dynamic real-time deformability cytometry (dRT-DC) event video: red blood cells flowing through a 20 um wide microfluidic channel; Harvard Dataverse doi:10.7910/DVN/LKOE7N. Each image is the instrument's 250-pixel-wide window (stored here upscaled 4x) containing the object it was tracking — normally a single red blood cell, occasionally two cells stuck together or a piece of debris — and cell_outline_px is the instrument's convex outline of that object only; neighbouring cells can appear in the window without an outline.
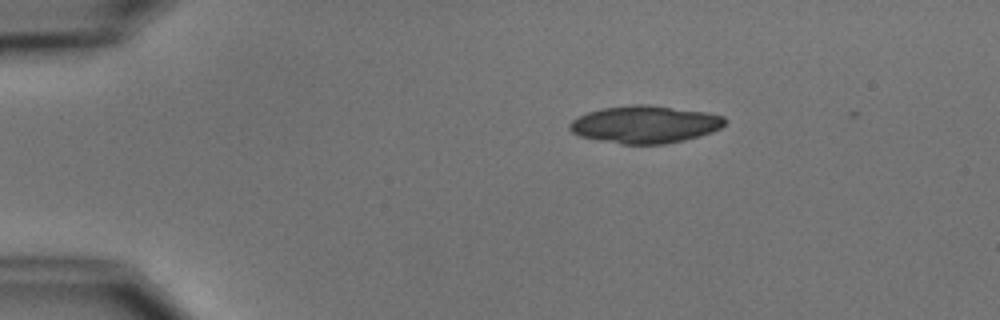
{"species": "common noctule bat (a hibernating species)", "species_latin": "Nyctalus noctula", "temperature_condition": "cold", "stored_images_in_passage": 5, "camera_frame_rate_fps": 3000, "um_per_image_px": 0.085, "animal": {"sex": "male", "body_mass_g": 15.6}, "frame": {"image": 1, "passage_image": 2, "time_ms": 1.333, "image_size_px": [1000, 320], "cell_outline_px": [[724, 124], [720, 128], [712, 132], [684, 140], [664, 144], [620, 144], [580, 136], [572, 132], [568, 128], [568, 124], [572, 120], [588, 112], [604, 108], [632, 104], [648, 104], [708, 112], [724, 116]], "centroid_in_image_um": [54.82, 10.57], "position_along_channel_um": 30.2, "area_um2": 33.81}}